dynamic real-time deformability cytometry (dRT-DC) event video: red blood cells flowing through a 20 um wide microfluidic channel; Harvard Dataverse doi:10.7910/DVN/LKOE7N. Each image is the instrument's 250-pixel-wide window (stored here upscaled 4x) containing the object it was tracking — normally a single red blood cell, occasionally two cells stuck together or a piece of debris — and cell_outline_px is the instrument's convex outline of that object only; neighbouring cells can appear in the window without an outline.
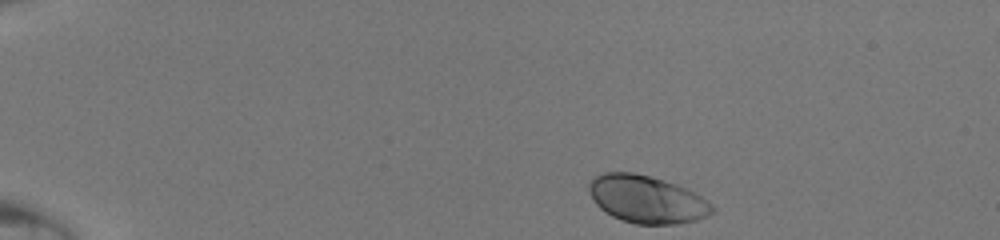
{"species": "human", "species_latin": "Homo sapiens", "temperature_condition": "room temperature", "stored_images_in_passage": 6, "camera_frame_rate_fps": 3000, "um_per_image_px": 0.085, "donor": {"sex": "male"}, "frame": {"image": 1, "passage_image": 1, "time_ms": 0.0, "image_size_px": [1000, 240], "cell_outline_px": [[716, 212], [708, 216], [696, 220], [676, 224], [636, 224], [612, 216], [604, 212], [596, 204], [588, 192], [588, 184], [592, 176], [604, 172], [632, 172], [652, 176], [676, 184], [708, 200], [716, 208]], "centroid_in_image_um": [54.96, 16.93], "position_along_channel_um": 30.0, "area_um2": 34.45}}